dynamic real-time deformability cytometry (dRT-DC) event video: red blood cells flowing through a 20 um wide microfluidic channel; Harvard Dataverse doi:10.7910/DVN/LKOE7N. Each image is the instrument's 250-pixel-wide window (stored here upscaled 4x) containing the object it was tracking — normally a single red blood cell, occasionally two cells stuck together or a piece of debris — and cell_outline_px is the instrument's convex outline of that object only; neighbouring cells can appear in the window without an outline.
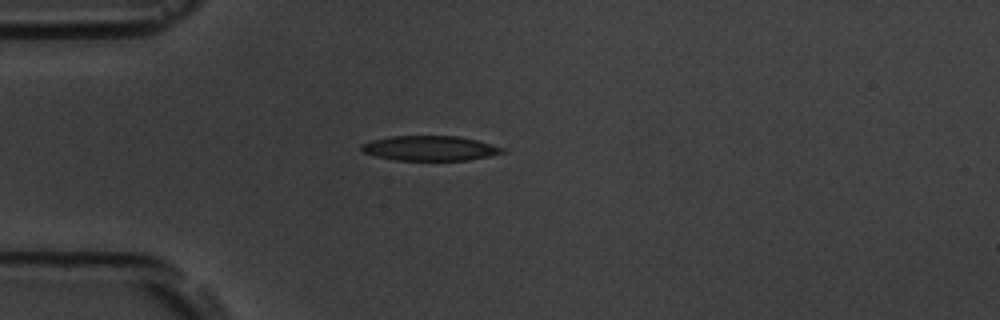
{"species": "common noctule bat (a hibernating species)", "species_latin": "Nyctalus noctula", "temperature_condition": "room temperature", "stored_images_in_passage": 40, "camera_frame_rate_fps": 3000, "um_per_image_px": 0.085, "animal": {"sex": "male", "body_mass_g": 19.5, "forearm_length_mm": 54.6}, "frame": {"image": 1, "passage_image": 1, "time_ms": 0.0, "image_size_px": [1000, 320], "cell_outline_px": [[508, 148], [504, 152], [488, 156], [468, 160], [396, 160], [376, 156], [364, 152], [360, 148], [360, 144], [372, 140], [392, 136], [460, 136]], "centroid_in_image_um": [36.57, 12.59], "position_along_channel_um": 48.4, "area_um2": 20.4}}
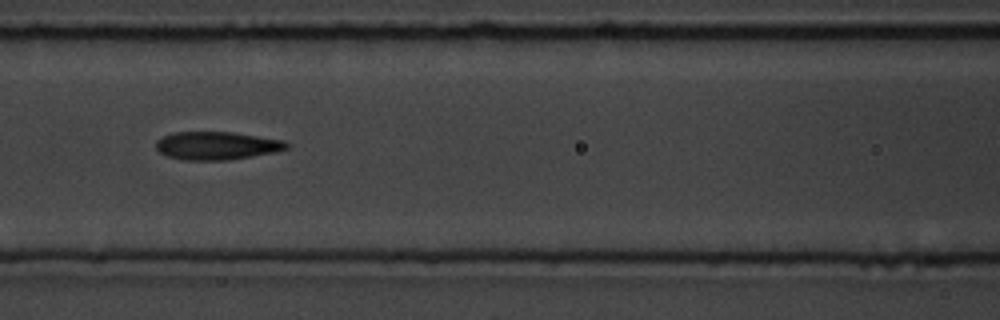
{"frame": {"image": 2, "passage_image": 10, "time_ms": 3.0, "image_size_px": [1000, 320], "cell_outline_px": [[288, 148], [276, 152], [228, 160], [184, 160], [168, 156], [160, 152], [156, 148], [156, 140], [172, 132], [232, 132], [284, 140], [288, 144]], "centroid_in_image_um": [18.42, 12.38], "position_along_channel_um": 148.2, "area_um2": 21.33}}
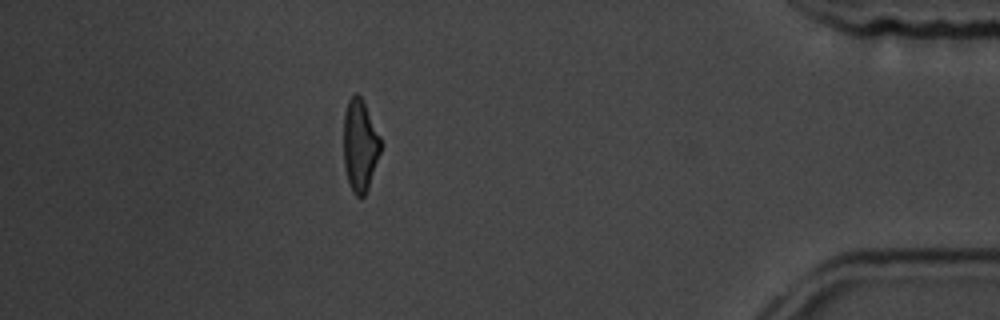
{"frame": {"image": 3, "passage_image": 34, "time_ms": 11.0, "image_size_px": [1000, 320], "cell_outline_px": [[380, 152], [368, 188], [364, 196], [356, 196], [352, 192], [344, 168], [344, 112], [348, 100], [356, 92], [364, 100], [380, 136]], "centroid_in_image_um": [30.59, 12.33], "position_along_channel_um": 404.6, "area_um2": 19.83}, "authors_computed_cell_mechanics": {"area_um2": 21.0681, "velocity_mm_per_s": 3.7925, "shape_relaxation_time_tau1_ms": 9.9311, "shape_relaxation_time_tau2_ms": 2.3676, "deformation_change_tau1": 0.2372, "deformation_change_tau2": 0.1176}}